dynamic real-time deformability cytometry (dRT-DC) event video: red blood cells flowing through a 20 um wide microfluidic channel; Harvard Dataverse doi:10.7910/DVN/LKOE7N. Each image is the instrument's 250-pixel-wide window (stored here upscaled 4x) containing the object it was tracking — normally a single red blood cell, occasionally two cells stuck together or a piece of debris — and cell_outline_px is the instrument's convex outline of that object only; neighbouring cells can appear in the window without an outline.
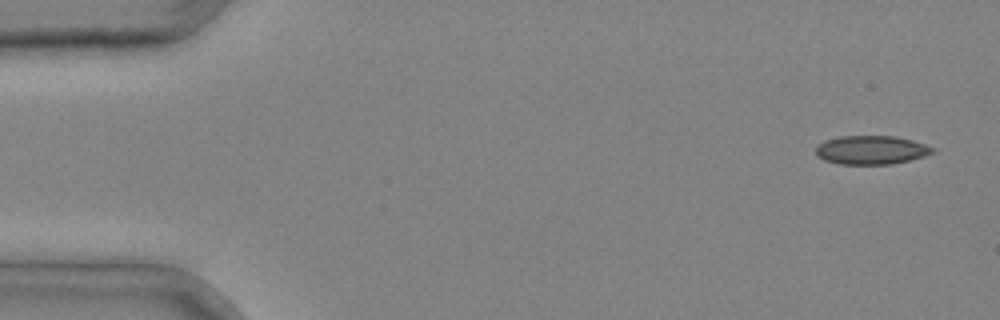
{"species": "common noctule bat (a hibernating species)", "species_latin": "Nyctalus noctula", "temperature_condition": "cold", "stored_images_in_passage": 2, "segment_of_instrument_passage": [2, 2], "camera_frame_rate_fps": 3000, "um_per_image_px": 0.085, "animal": {"sex": "male", "body_mass_g": 20.4}, "frame": {"image": 1, "passage_image": 2, "time_ms": 0.333, "image_size_px": [1000, 320], "cell_outline_px": [[936, 152], [924, 156], [892, 164], [840, 164], [824, 160], [816, 156], [816, 148], [824, 140], [840, 136], [896, 136], [912, 140], [936, 148]], "centroid_in_image_um": [74.07, 12.74], "position_along_channel_um": 10.9, "area_um2": 19.59}}